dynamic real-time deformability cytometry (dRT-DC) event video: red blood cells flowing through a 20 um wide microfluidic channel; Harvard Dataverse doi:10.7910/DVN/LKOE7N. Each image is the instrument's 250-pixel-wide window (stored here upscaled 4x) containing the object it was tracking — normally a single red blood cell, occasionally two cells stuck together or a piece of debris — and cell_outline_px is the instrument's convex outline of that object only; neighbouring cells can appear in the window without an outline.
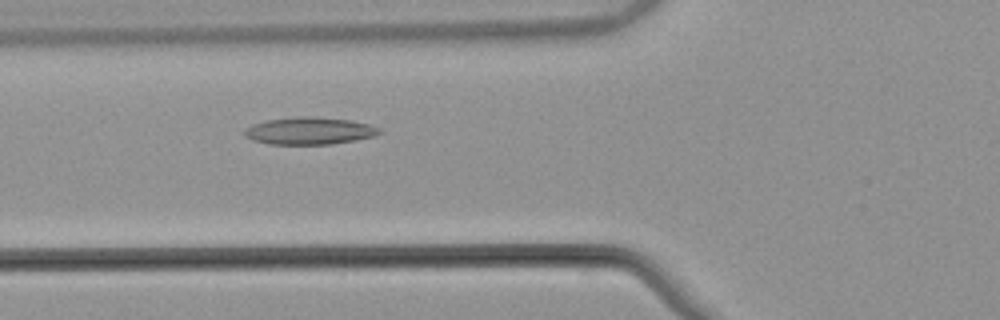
{"species": "common noctule bat (a hibernating species)", "species_latin": "Nyctalus noctula", "temperature_condition": "warm", "stored_images_in_passage": 49, "camera_frame_rate_fps": 3000, "um_per_image_px": 0.085, "animal": {"sex": "male", "body_mass_g": 21.5, "forearm_length_mm": 52.0}, "frame": {"image": 1, "passage_image": 16, "time_ms": 5.0, "image_size_px": [1000, 320], "cell_outline_px": [[384, 132], [372, 136], [356, 140], [332, 144], [268, 144], [252, 140], [244, 136], [244, 128], [252, 124], [268, 120], [300, 116], [316, 116], [352, 120], [368, 124], [380, 128]], "centroid_in_image_um": [26.3, 11.12], "position_along_channel_um": 99.5, "area_um2": 21.62}}
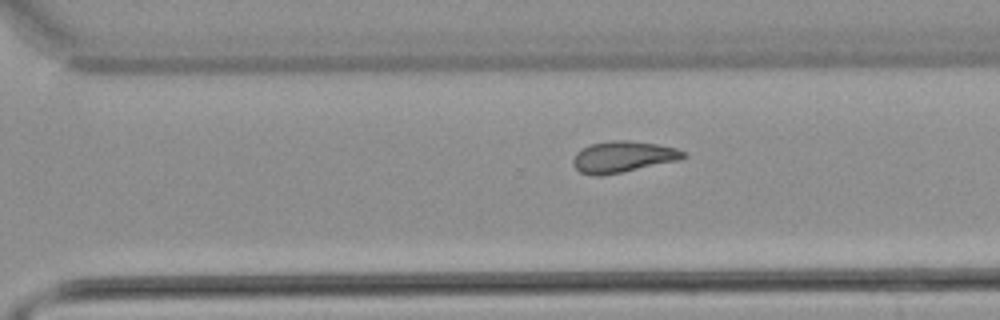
{"frame": {"image": 2, "passage_image": 33, "time_ms": 10.667, "image_size_px": [1000, 320], "cell_outline_px": [[688, 156], [680, 160], [600, 176], [592, 176], [580, 172], [572, 164], [572, 160], [576, 152], [580, 148], [588, 144], [612, 140], [628, 140], [656, 144], [676, 148], [684, 152]], "centroid_in_image_um": [52.91, 13.32], "position_along_channel_um": 317.7, "area_um2": 20.17}}
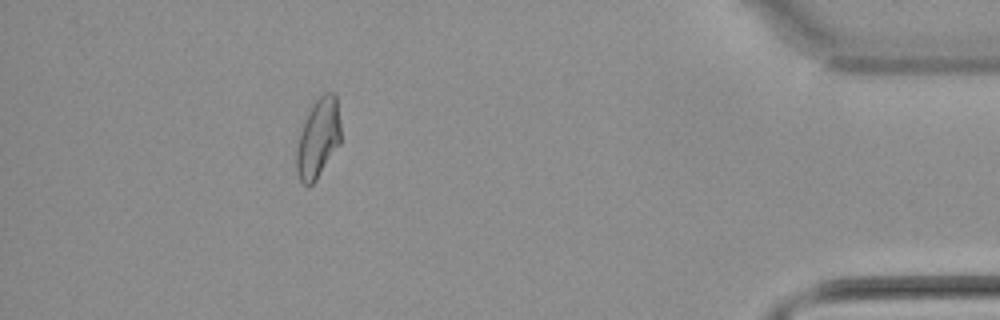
{"frame": {"image": 3, "passage_image": 44, "time_ms": 14.333, "image_size_px": [1000, 320], "cell_outline_px": [[340, 144], [316, 180], [312, 184], [304, 184], [300, 180], [296, 172], [296, 152], [300, 132], [308, 112], [312, 104], [324, 92], [332, 92], [336, 96], [340, 124]], "centroid_in_image_um": [27.04, 11.75], "position_along_channel_um": 408.2, "area_um2": 20.35}, "authors_computed_cell_mechanics": {"area_um2": 20.519, "velocity_mm_per_s": 3.853, "shape_relaxation_time_tau1_ms": null, "shape_relaxation_time_tau2_ms": 7.9732, "deformation_change_tau1": null, "deformation_change_tau2": 0.1466}}